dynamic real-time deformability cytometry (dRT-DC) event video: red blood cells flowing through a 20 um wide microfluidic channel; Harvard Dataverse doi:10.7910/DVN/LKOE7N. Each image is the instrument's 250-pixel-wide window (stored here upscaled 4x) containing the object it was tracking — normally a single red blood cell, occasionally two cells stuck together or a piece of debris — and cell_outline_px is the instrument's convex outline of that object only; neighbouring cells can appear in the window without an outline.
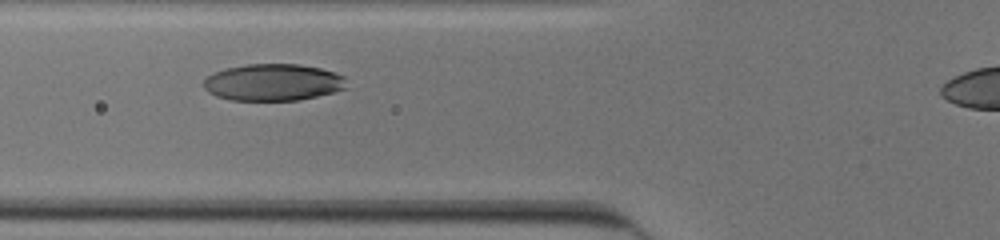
{"species": "human", "species_latin": "Homo sapiens", "temperature_condition": "cold", "stored_images_in_passage": 19, "camera_frame_rate_fps": 3000, "um_per_image_px": 0.085, "donor": {"sex": "male"}, "frame": {"image": 1, "passage_image": 14, "time_ms": 4.333, "image_size_px": [1000, 240], "cell_outline_px": [[348, 88], [300, 100], [232, 100], [216, 96], [208, 92], [204, 88], [204, 80], [212, 72], [224, 68], [248, 64], [300, 64], [320, 68], [344, 76]], "centroid_in_image_um": [23.2, 6.99], "position_along_channel_um": 102.6, "area_um2": 30.75}}
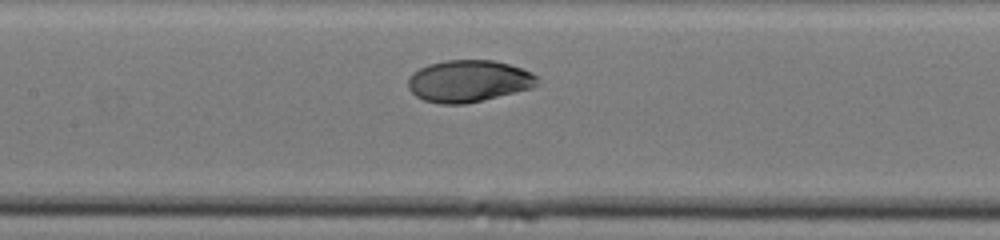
{"frame": {"image": 2, "passage_image": 19, "time_ms": 6.0, "image_size_px": [1000, 240], "cell_outline_px": [[540, 76], [536, 84], [532, 88], [464, 104], [440, 104], [424, 100], [416, 96], [408, 88], [408, 80], [412, 72], [428, 64], [444, 60], [496, 60], [532, 72]], "centroid_in_image_um": [39.82, 6.88], "position_along_channel_um": 167.6, "area_um2": 31.56}}